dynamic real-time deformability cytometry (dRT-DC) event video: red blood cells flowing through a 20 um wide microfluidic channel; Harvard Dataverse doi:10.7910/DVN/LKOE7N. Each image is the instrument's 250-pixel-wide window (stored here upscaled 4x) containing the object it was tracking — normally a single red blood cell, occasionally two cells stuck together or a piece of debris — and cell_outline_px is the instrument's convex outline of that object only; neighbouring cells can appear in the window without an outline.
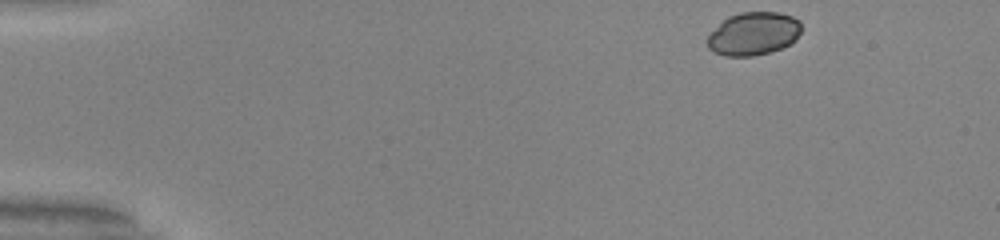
{"species": "common noctule bat (a hibernating species)", "species_latin": "Nyctalus noctula", "temperature_condition": "warm", "stored_images_in_passage": 41, "camera_frame_rate_fps": 3000, "um_per_image_px": 0.085, "animal": {"sex": "male", "body_mass_g": 20.0, "forearm_length_mm": 53.3}, "frame": {"image": 1, "passage_image": 1, "time_ms": 0.0, "image_size_px": [1000, 240], "cell_outline_px": [[800, 32], [796, 40], [792, 44], [768, 52], [752, 56], [724, 56], [708, 48], [708, 36], [728, 16], [740, 12], [780, 12], [792, 16], [800, 20]], "centroid_in_image_um": [64.08, 2.86], "position_along_channel_um": 20.9, "area_um2": 23.47}}
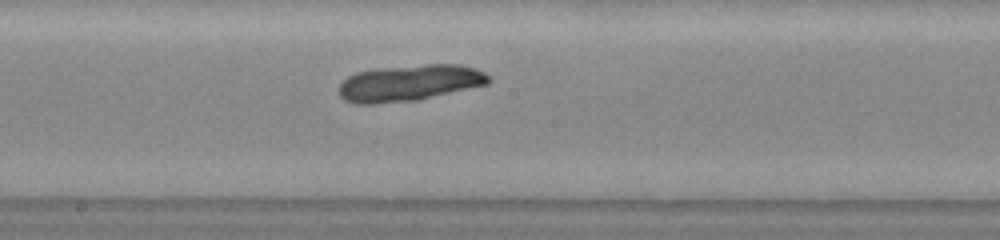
{"frame": {"image": 2, "passage_image": 24, "time_ms": 7.667, "image_size_px": [1000, 240], "cell_outline_px": [[492, 80], [488, 84], [420, 100], [372, 104], [352, 104], [344, 100], [340, 96], [340, 84], [348, 76], [356, 72], [384, 68], [428, 64], [460, 64], [484, 72]], "centroid_in_image_um": [34.81, 7.07], "position_along_channel_um": 213.4, "area_um2": 31.67}}
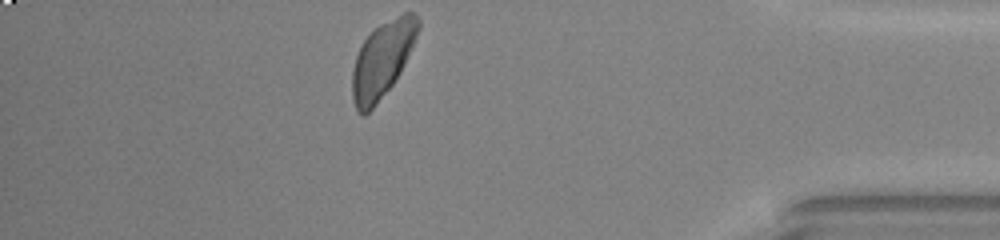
{"frame": {"image": 3, "passage_image": 41, "time_ms": 13.333, "image_size_px": [1000, 240], "cell_outline_px": [[420, 28], [400, 72], [392, 84], [372, 108], [364, 116], [360, 116], [356, 112], [352, 100], [352, 68], [356, 56], [364, 40], [380, 24], [404, 12], [412, 12], [420, 20]], "centroid_in_image_um": [32.47, 5.08], "position_along_channel_um": 402.7, "area_um2": 28.78}}